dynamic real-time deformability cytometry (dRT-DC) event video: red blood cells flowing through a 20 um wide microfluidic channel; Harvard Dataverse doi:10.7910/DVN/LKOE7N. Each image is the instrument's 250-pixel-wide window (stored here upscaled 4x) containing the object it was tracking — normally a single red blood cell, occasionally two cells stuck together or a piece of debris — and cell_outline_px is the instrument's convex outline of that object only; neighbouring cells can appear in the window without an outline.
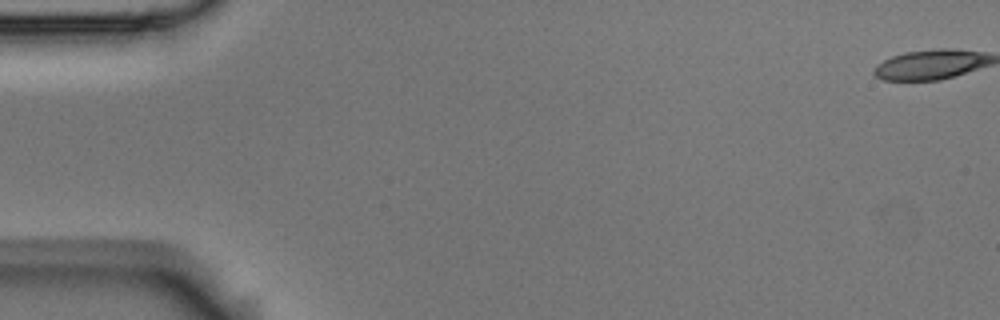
{"species": "Egyptian fruit bat (a non-hibernating species)", "species_latin": "Rousettus aegyptiacus", "temperature_condition": "room temperature", "stored_images_in_passage": 17, "camera_frame_rate_fps": 3000, "um_per_image_px": 0.085, "animal": {"sex": "male"}, "frame": {"image": 1, "passage_image": 1, "time_ms": 0.0, "image_size_px": [1000, 320], "cell_outline_px": [[984, 60], [960, 72], [948, 76], [924, 80], [900, 80], [920, 52], [968, 52]], "centroid_in_image_um": [79.86, 5.52], "position_along_channel_um": 5.1, "area_um2": 11.21}}
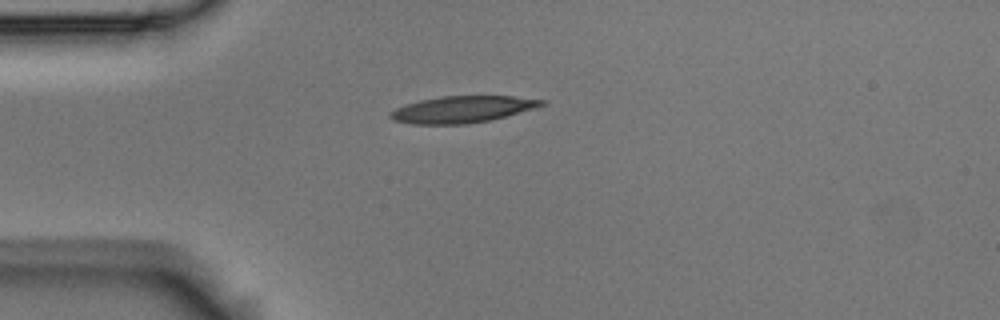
{"frame": {"image": 2, "passage_image": 15, "time_ms": 4.667, "image_size_px": [1000, 320], "cell_outline_px": [[532, 104], [496, 116], [476, 120], [416, 120], [468, 96], [496, 96]], "centroid_in_image_um": [40.42, 9.24], "position_along_channel_um": 44.6, "area_um2": 11.68}}